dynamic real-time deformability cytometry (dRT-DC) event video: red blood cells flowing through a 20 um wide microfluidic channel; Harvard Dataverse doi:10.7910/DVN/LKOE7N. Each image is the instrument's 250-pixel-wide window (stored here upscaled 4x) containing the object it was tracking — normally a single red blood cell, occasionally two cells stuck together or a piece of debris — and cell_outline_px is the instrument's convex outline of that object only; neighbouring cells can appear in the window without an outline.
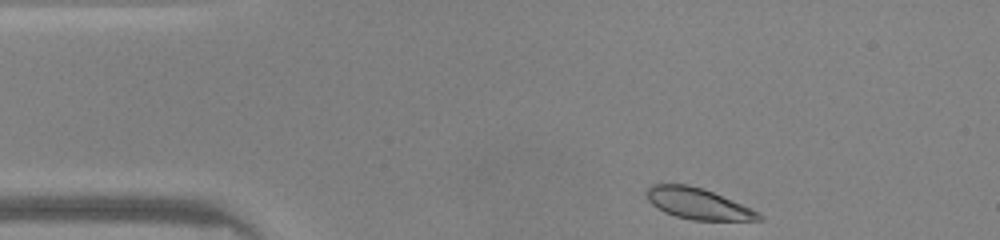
{"species": "common noctule bat (a hibernating species)", "species_latin": "Nyctalus noctula", "temperature_condition": "warm", "stored_images_in_passage": 41, "camera_frame_rate_fps": 3000, "um_per_image_px": 0.085, "animal": {"sex": "male", "body_mass_g": 20.0, "forearm_length_mm": 53.3}, "frame": {"image": 1, "passage_image": 1, "time_ms": 0.0, "image_size_px": [1000, 240], "cell_outline_px": [[764, 220], [692, 220], [676, 216], [664, 212], [652, 204], [648, 200], [644, 192], [652, 184], [688, 184], [712, 192], [760, 212], [764, 216]], "centroid_in_image_um": [59.32, 17.32], "position_along_channel_um": 25.7, "area_um2": 20.17}}
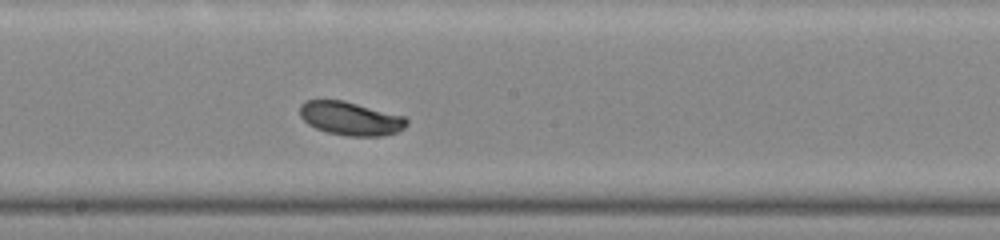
{"frame": {"image": 2, "passage_image": 19, "time_ms": 6.0, "image_size_px": [1000, 240], "cell_outline_px": [[408, 124], [404, 128], [396, 132], [380, 136], [348, 136], [328, 132], [316, 128], [308, 124], [300, 116], [300, 104], [304, 100], [344, 100], [404, 116], [408, 120]], "centroid_in_image_um": [29.79, 10.06], "position_along_channel_um": 218.4, "area_um2": 20.87}}
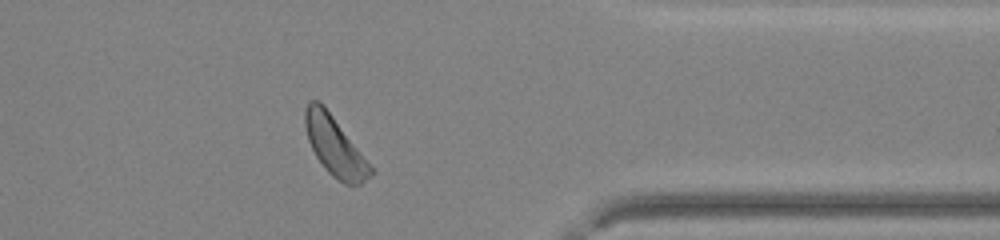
{"frame": {"image": 3, "passage_image": 32, "time_ms": 10.333, "image_size_px": [1000, 240], "cell_outline_px": [[376, 172], [360, 184], [344, 184], [332, 176], [324, 168], [316, 156], [308, 140], [304, 124], [304, 112], [308, 100], [316, 100], [324, 104]], "centroid_in_image_um": [28.45, 12.41], "position_along_channel_um": 383.0, "area_um2": 22.54}, "authors_computed_cell_mechanics": {"area_um2": 21.2126, "velocity_mm_per_s": 4.1807, "shape_relaxation_time_tau1_ms": 2.6333, "shape_relaxation_time_tau2_ms": null, "deformation_change_tau1": 0.1138, "deformation_change_tau2": null}}